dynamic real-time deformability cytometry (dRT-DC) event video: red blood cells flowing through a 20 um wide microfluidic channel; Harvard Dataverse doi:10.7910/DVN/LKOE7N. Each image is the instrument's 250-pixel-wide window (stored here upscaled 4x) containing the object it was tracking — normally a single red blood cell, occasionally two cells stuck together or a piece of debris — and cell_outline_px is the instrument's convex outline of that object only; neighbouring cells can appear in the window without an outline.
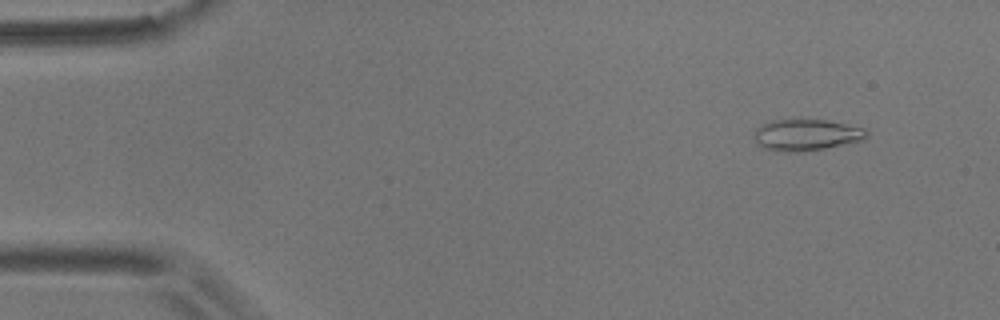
{"species": "common noctule bat (a hibernating species)", "species_latin": "Nyctalus noctula", "temperature_condition": "room temperature", "stored_images_in_passage": 4, "camera_frame_rate_fps": 3000, "um_per_image_px": 0.085, "animal": {"sex": "male", "body_mass_g": 17.9}, "frame": {"image": 1, "passage_image": 2, "time_ms": 1.333, "image_size_px": [1000, 320], "cell_outline_px": [[868, 136], [864, 140], [824, 148], [800, 152], [776, 152], [764, 148], [756, 144], [752, 136], [756, 128], [760, 124], [772, 120], [800, 116], [828, 120], [864, 128], [868, 132]], "centroid_in_image_um": [68.46, 11.42], "position_along_channel_um": 16.5, "area_um2": 21.68}}